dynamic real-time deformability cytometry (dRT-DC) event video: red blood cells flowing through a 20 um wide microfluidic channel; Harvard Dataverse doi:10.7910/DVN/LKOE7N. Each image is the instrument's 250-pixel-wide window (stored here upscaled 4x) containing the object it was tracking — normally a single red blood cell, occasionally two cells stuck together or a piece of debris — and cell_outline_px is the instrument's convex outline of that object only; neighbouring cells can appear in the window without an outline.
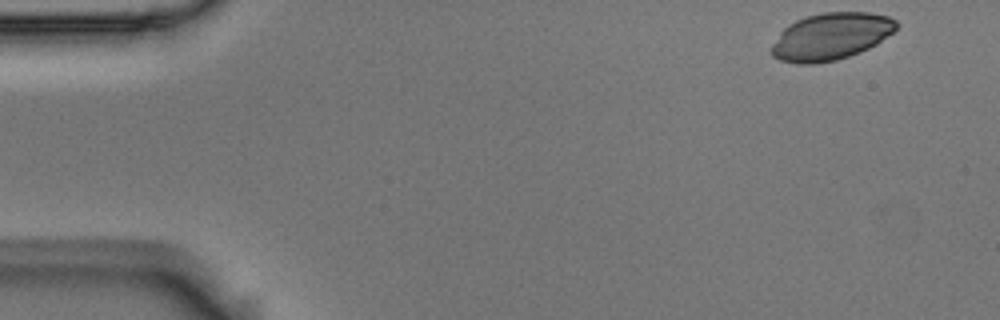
{"species": "Egyptian fruit bat (a non-hibernating species)", "species_latin": "Rousettus aegyptiacus", "temperature_condition": "room temperature", "stored_images_in_passage": 6, "camera_frame_rate_fps": 3000, "um_per_image_px": 0.085, "animal": {"sex": "male"}, "frame": {"image": 1, "passage_image": 1, "time_ms": 0.0, "image_size_px": [1000, 320], "cell_outline_px": [[900, 24], [892, 32], [876, 44], [860, 52], [836, 60], [816, 64], [796, 64], [780, 60], [772, 56], [772, 44], [780, 32], [788, 24], [796, 20], [808, 16], [824, 12], [868, 12], [888, 16], [896, 20]], "centroid_in_image_um": [70.61, 3.1], "position_along_channel_um": 14.4, "area_um2": 34.22}}